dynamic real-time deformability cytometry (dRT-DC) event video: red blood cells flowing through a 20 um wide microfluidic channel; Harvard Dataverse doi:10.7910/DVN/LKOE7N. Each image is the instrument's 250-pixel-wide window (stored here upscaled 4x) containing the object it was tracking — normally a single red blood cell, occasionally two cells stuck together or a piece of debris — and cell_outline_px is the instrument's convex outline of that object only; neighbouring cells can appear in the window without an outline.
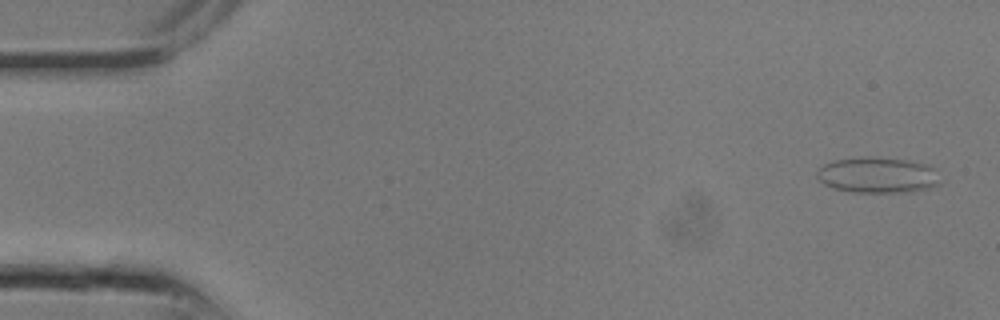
{"species": "common noctule bat (a hibernating species)", "species_latin": "Nyctalus noctula", "temperature_condition": "room temperature", "stored_images_in_passage": 9, "camera_frame_rate_fps": 3000, "um_per_image_px": 0.085, "animal": {"sex": "male", "body_mass_g": 13.3}, "frame": {"image": 1, "passage_image": 1, "time_ms": 0.0, "image_size_px": [1000, 320], "cell_outline_px": [[940, 184], [928, 188], [912, 192], [852, 192], [832, 188], [824, 184], [816, 176], [816, 168], [832, 160], [904, 160], [932, 164], [936, 168]], "centroid_in_image_um": [74.63, 14.93], "position_along_channel_um": 10.4, "area_um2": 25.09}}
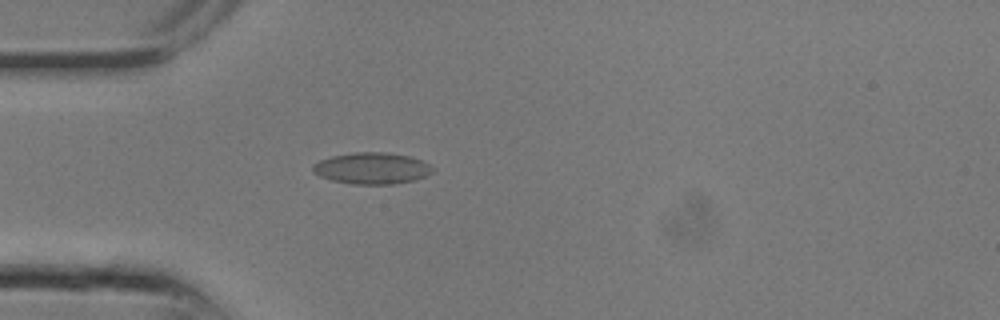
{"frame": {"image": 2, "passage_image": 7, "time_ms": 2.0, "image_size_px": [1000, 320], "cell_outline_px": [[436, 168], [432, 172], [416, 180], [396, 184], [352, 184], [332, 180], [320, 176], [312, 172], [312, 164], [320, 160], [332, 156], [352, 152], [388, 152], [408, 156], [420, 160]], "centroid_in_image_um": [31.6, 14.3], "position_along_channel_um": 53.4, "area_um2": 22.08}}
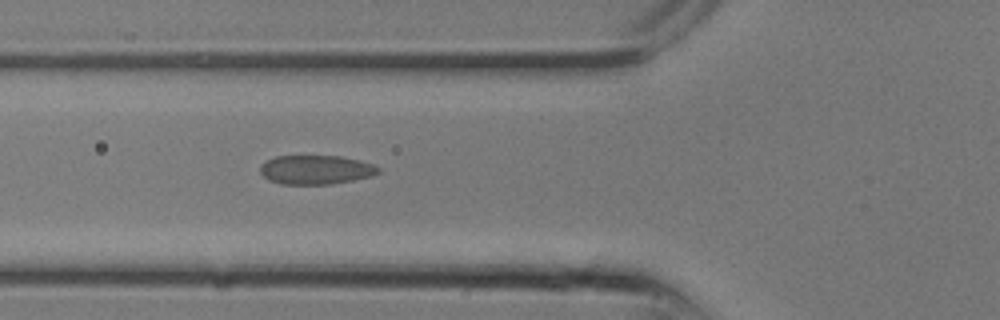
{"frame": {"image": 3, "passage_image": 9, "time_ms": 2.667, "image_size_px": [1000, 320], "cell_outline_px": [[380, 172], [372, 176], [332, 184], [280, 184], [268, 180], [260, 172], [260, 164], [276, 156], [340, 156], [372, 164], [380, 168]], "centroid_in_image_um": [26.82, 14.43], "position_along_channel_um": 99.0, "area_um2": 19.94}}